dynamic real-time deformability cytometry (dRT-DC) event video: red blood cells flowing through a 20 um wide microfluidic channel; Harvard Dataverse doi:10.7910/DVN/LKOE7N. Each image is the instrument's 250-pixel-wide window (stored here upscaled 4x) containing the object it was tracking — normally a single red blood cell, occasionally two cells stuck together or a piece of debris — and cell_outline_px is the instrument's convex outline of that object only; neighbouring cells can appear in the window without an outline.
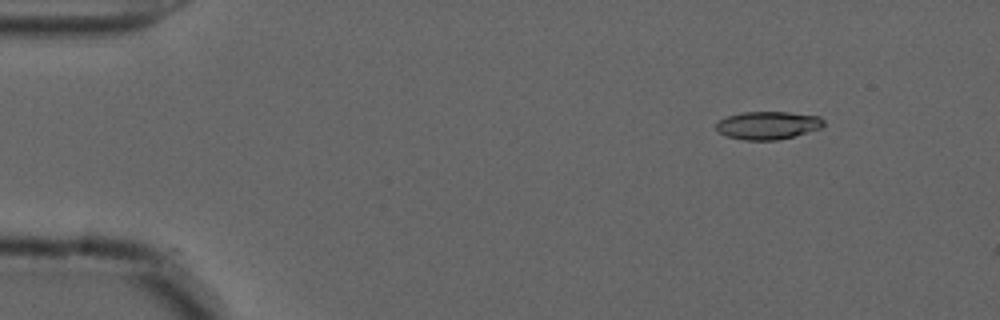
{"species": "common noctule bat (a hibernating species)", "species_latin": "Nyctalus noctula", "temperature_condition": "cold", "stored_images_in_passage": 50, "camera_frame_rate_fps": 3000, "um_per_image_px": 0.085, "animal": {"sex": "male", "forearm_length_mm": 52.5}, "frame": {"image": 1, "passage_image": 1, "time_ms": 0.0, "image_size_px": [1000, 320], "cell_outline_px": [[824, 124], [820, 128], [792, 136], [776, 140], [744, 140], [728, 136], [720, 132], [716, 128], [716, 124], [720, 120], [728, 116], [740, 112], [788, 112], [820, 116], [824, 120]], "centroid_in_image_um": [65.27, 10.64], "position_along_channel_um": 19.7, "area_um2": 17.28}}
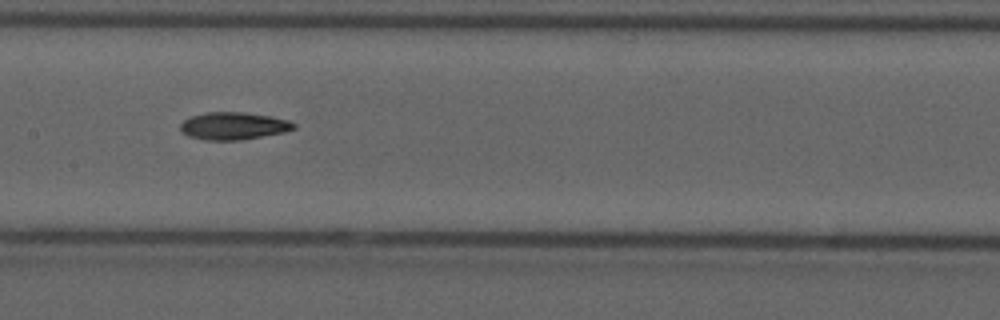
{"frame": {"image": 2, "passage_image": 22, "time_ms": 7.0, "image_size_px": [1000, 320], "cell_outline_px": [[296, 128], [284, 132], [240, 140], [204, 140], [188, 136], [180, 132], [180, 124], [184, 120], [192, 116], [208, 112], [244, 112], [272, 116], [288, 120], [296, 124]], "centroid_in_image_um": [19.84, 10.7], "position_along_channel_um": 187.6, "area_um2": 18.21}}
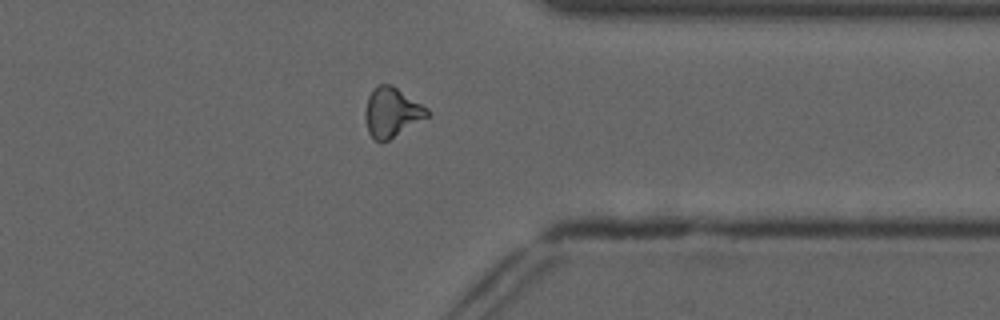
{"frame": {"image": 3, "passage_image": 38, "time_ms": 12.333, "image_size_px": [1000, 320], "cell_outline_px": [[428, 116], [388, 140], [376, 140], [368, 132], [364, 116], [364, 108], [368, 96], [372, 88], [380, 84], [392, 84], [428, 108]], "centroid_in_image_um": [33.26, 9.5], "position_along_channel_um": 378.1, "area_um2": 17.74}, "authors_computed_cell_mechanics": {"area_um2": 17.8024, "velocity_mm_per_s": 3.6912, "shape_relaxation_time_tau1_ms": null, "shape_relaxation_time_tau2_ms": 6.5262, "deformation_change_tau1": null, "deformation_change_tau2": 0.1557}}